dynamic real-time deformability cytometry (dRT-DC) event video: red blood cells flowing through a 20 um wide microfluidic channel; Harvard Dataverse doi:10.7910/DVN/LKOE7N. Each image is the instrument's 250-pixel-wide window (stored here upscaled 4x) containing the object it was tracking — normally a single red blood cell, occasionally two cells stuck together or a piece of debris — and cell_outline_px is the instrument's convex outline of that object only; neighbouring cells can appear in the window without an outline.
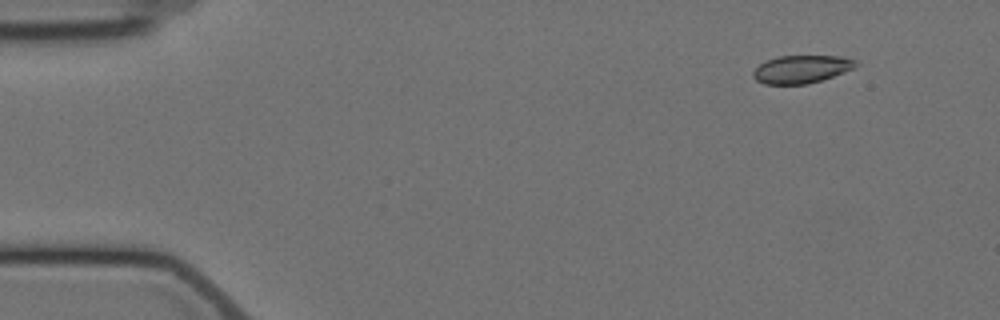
{"species": "Egyptian fruit bat (a non-hibernating species)", "species_latin": "Rousettus aegyptiacus", "temperature_condition": "cold", "stored_images_in_passage": 5, "camera_frame_rate_fps": 3000, "um_per_image_px": 0.085, "animal": {"sex": "female"}, "frame": {"image": 1, "passage_image": 1, "time_ms": 0.0, "image_size_px": [1000, 320], "cell_outline_px": [[856, 64], [852, 68], [844, 72], [808, 84], [764, 84], [756, 80], [752, 76], [752, 72], [760, 64], [768, 60], [780, 56], [840, 56], [856, 60]], "centroid_in_image_um": [68.09, 5.88], "position_along_channel_um": 16.9, "area_um2": 16.42}}
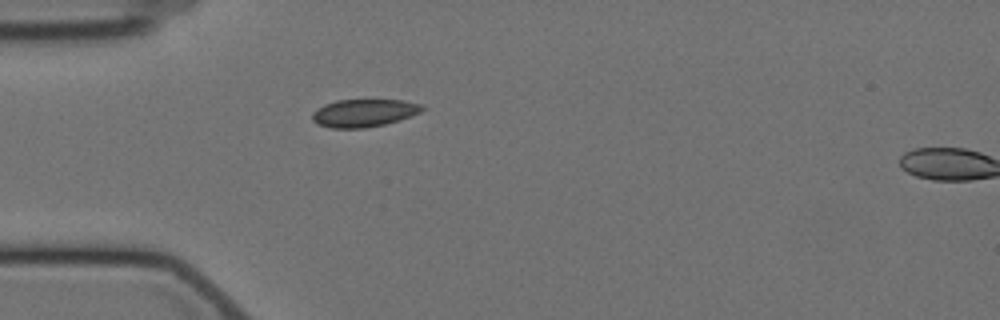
{"frame": {"image": 2, "passage_image": 4, "time_ms": 3.667, "image_size_px": [1000, 320], "cell_outline_px": [[428, 108], [420, 112], [400, 120], [384, 124], [364, 128], [332, 128], [316, 124], [312, 120], [312, 112], [316, 108], [324, 104], [336, 100], [404, 100], [424, 104]], "centroid_in_image_um": [30.95, 9.59], "position_along_channel_um": 54.1, "area_um2": 18.03}}